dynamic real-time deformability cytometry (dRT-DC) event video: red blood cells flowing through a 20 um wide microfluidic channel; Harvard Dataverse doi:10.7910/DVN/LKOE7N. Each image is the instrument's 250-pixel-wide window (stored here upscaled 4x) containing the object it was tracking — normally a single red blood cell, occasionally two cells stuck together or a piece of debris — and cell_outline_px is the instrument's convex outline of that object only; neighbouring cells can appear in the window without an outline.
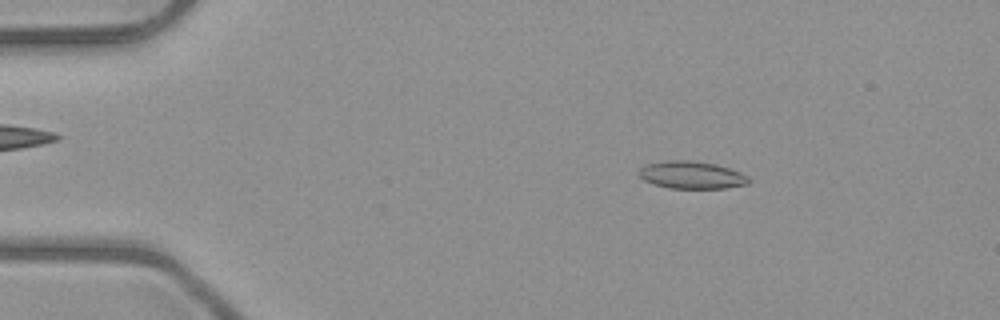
{"species": "common noctule bat (a hibernating species)", "species_latin": "Nyctalus noctula", "temperature_condition": "room temperature", "stored_images_in_passage": 51, "camera_frame_rate_fps": 3000, "um_per_image_px": 0.085, "animal": {"sex": "male", "body_mass_g": 23.1, "forearm_length_mm": 52.7}, "frame": {"image": 1, "passage_image": 8, "time_ms": 2.333, "image_size_px": [1000, 320], "cell_outline_px": [[752, 180], [748, 184], [724, 188], [668, 188], [652, 184], [644, 180], [640, 176], [640, 168], [644, 164], [668, 160], [688, 160], [716, 164], [740, 172], [748, 176]], "centroid_in_image_um": [58.79, 14.87], "position_along_channel_um": 26.2, "area_um2": 17.63}}
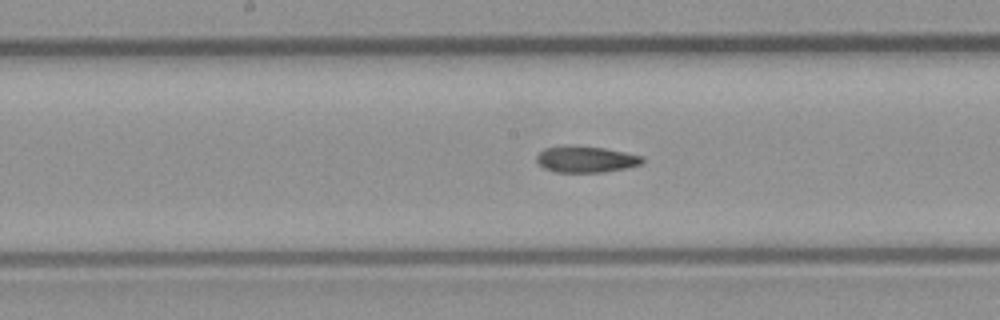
{"frame": {"image": 2, "passage_image": 26, "time_ms": 8.333, "image_size_px": [1000, 320], "cell_outline_px": [[644, 160], [640, 164], [624, 168], [604, 172], [556, 172], [544, 168], [536, 160], [536, 156], [544, 148], [564, 144], [572, 144], [604, 148], [644, 156]], "centroid_in_image_um": [49.76, 13.51], "position_along_channel_um": 198.4, "area_um2": 16.42}}
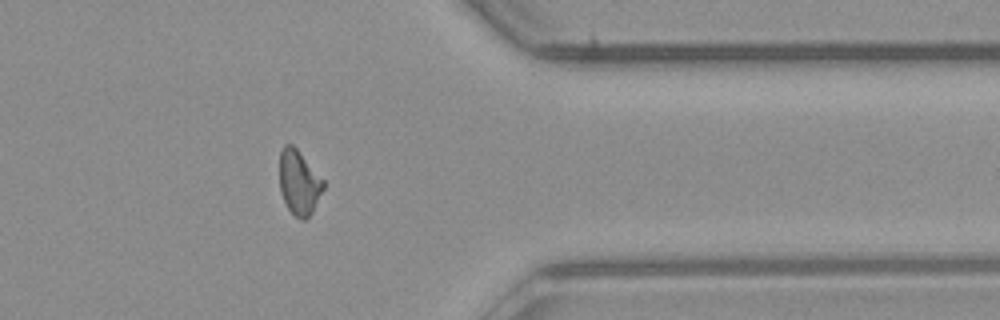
{"frame": {"image": 3, "passage_image": 41, "time_ms": 13.333, "image_size_px": [1000, 320], "cell_outline_px": [[324, 188], [312, 212], [304, 220], [300, 220], [288, 208], [280, 192], [280, 152], [284, 144], [292, 144], [296, 148], [324, 180]], "centroid_in_image_um": [25.41, 15.51], "position_along_channel_um": 386.0, "area_um2": 16.3}, "authors_computed_cell_mechanics": {"area_um2": 16.8198, "velocity_mm_per_s": 4.0465, "shape_relaxation_time_tau1_ms": null, "shape_relaxation_time_tau2_ms": 6.1091, "deformation_change_tau1": null, "deformation_change_tau2": 0.148}}